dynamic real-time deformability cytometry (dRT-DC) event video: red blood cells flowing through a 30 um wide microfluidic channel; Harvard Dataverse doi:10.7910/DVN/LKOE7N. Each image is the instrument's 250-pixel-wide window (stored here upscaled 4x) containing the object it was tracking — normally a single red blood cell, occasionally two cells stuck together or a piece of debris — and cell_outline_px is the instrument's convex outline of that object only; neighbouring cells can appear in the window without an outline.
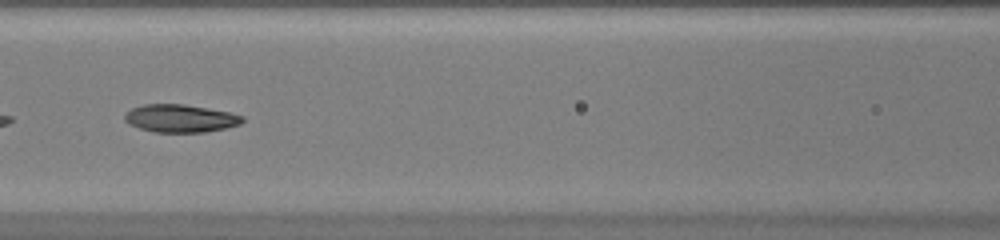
{"species": "common noctule bat (a hibernating species)", "species_latin": "Nyctalus noctula", "temperature_condition": "warm", "stored_images_in_passage": 32, "camera_frame_rate_fps": 3000, "um_per_image_px": 0.085, "animal": {"sex": "female", "body_mass_g": 20.0, "forearm_length_mm": 54.0}, "frame": {"image": 1, "passage_image": 10, "time_ms": 3.0, "image_size_px": [1000, 240], "cell_outline_px": [[244, 120], [240, 124], [224, 128], [204, 132], [152, 132], [128, 124], [124, 120], [124, 116], [132, 108], [144, 104], [184, 104], [228, 112], [244, 116]], "centroid_in_image_um": [15.31, 10.06], "position_along_channel_um": 151.3, "area_um2": 18.96}}
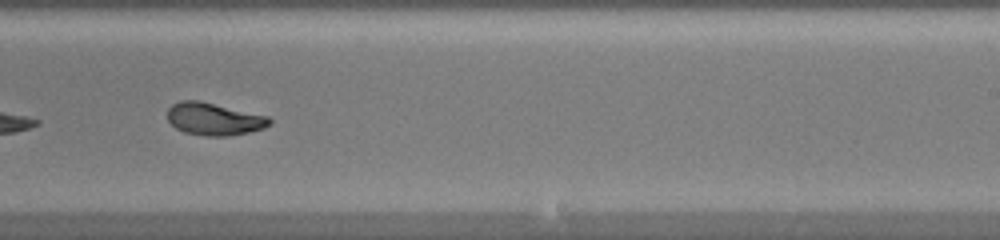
{"frame": {"image": 2, "passage_image": 19, "time_ms": 6.0, "image_size_px": [1000, 240], "cell_outline_px": [[272, 124], [264, 128], [248, 132], [228, 136], [208, 136], [184, 132], [176, 128], [168, 120], [168, 108], [172, 104], [180, 100], [200, 100], [268, 116], [272, 120]], "centroid_in_image_um": [18.2, 10.11], "position_along_channel_um": 270.8, "area_um2": 19.36}, "authors_computed_cell_mechanics": {"area_um2": 19.4786, "velocity_mm_per_s": 3.994, "shape_relaxation_time_tau1_ms": 9.9165, "shape_relaxation_time_tau2_ms": 2.2121, "deformation_change_tau1": 0.2798, "deformation_change_tau2": 0.0674}}